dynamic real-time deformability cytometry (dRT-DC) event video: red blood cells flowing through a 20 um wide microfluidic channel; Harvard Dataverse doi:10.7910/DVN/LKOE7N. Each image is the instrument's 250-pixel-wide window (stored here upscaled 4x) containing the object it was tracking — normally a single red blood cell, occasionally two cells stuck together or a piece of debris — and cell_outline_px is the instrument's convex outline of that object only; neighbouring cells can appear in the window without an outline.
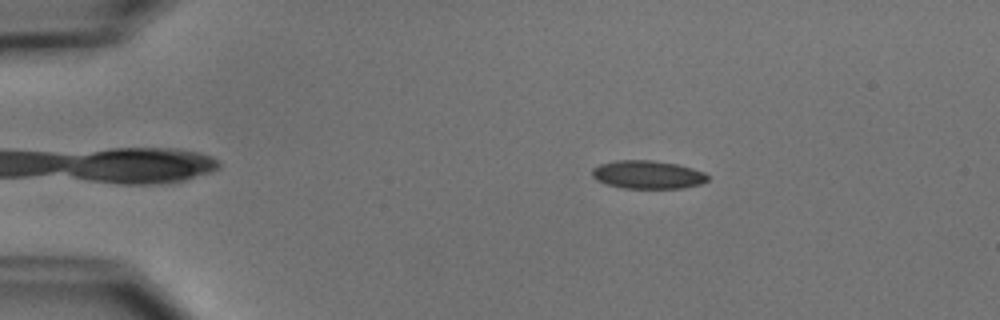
{"species": "common noctule bat (a hibernating species)", "species_latin": "Nyctalus noctula", "temperature_condition": "cold", "stored_images_in_passage": 53, "camera_frame_rate_fps": 3000, "um_per_image_px": 0.085, "animal": {"sex": "male", "body_mass_g": 15.6}, "frame": {"image": 1, "passage_image": 9, "time_ms": 2.667, "image_size_px": [1000, 320], "cell_outline_px": [[708, 180], [700, 184], [684, 188], [624, 188], [608, 184], [596, 180], [592, 176], [592, 168], [600, 164], [616, 160], [652, 160], [676, 164], [692, 168], [704, 172], [708, 176]], "centroid_in_image_um": [55.05, 14.84], "position_along_channel_um": 30.0, "area_um2": 18.96}}
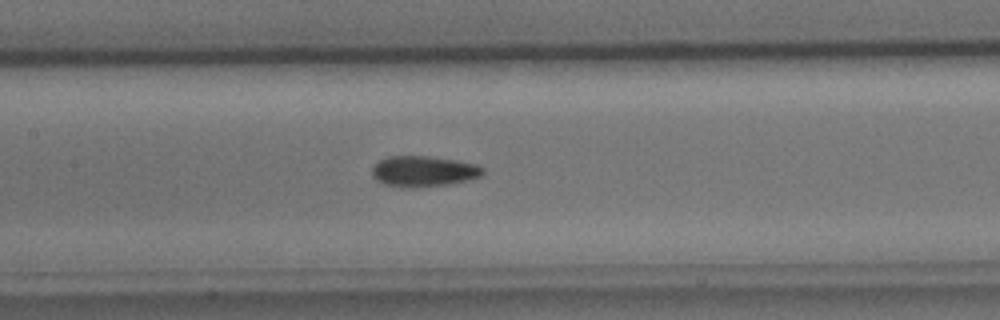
{"frame": {"image": 2, "passage_image": 25, "time_ms": 8.0, "image_size_px": [1000, 320], "cell_outline_px": [[484, 176], [468, 180], [448, 184], [416, 188], [408, 188], [384, 184], [376, 180], [372, 176], [372, 168], [380, 160], [388, 156], [428, 156], [456, 160], [476, 164], [484, 168]], "centroid_in_image_um": [36.02, 14.57], "position_along_channel_um": 171.4, "area_um2": 20.0}}
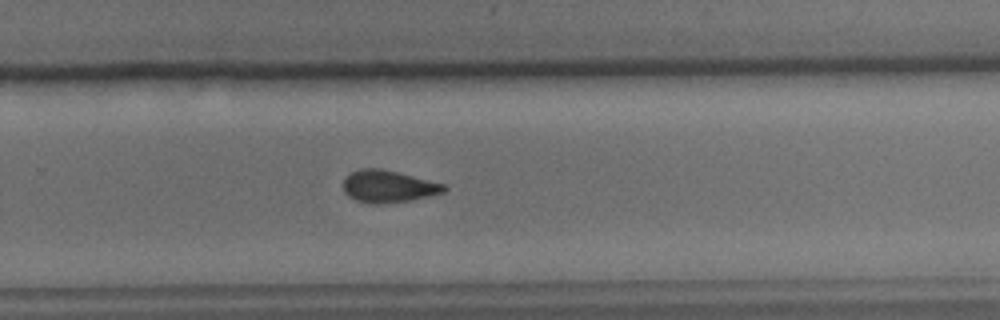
{"frame": {"image": 3, "passage_image": 35, "time_ms": 11.333, "image_size_px": [1000, 320], "cell_outline_px": [[448, 188], [444, 192], [428, 196], [408, 200], [380, 204], [372, 204], [356, 200], [348, 196], [344, 192], [344, 176], [360, 168], [380, 168], [444, 184]], "centroid_in_image_um": [32.96, 15.84], "position_along_channel_um": 296.8, "area_um2": 18.67}, "authors_computed_cell_mechanics": {"area_um2": 19.0162, "velocity_mm_per_s": 3.7742, "shape_relaxation_time_tau1_ms": 4.7578, "shape_relaxation_time_tau2_ms": 4.5109, "deformation_change_tau1": 0.1063, "deformation_change_tau2": 0.1057}}